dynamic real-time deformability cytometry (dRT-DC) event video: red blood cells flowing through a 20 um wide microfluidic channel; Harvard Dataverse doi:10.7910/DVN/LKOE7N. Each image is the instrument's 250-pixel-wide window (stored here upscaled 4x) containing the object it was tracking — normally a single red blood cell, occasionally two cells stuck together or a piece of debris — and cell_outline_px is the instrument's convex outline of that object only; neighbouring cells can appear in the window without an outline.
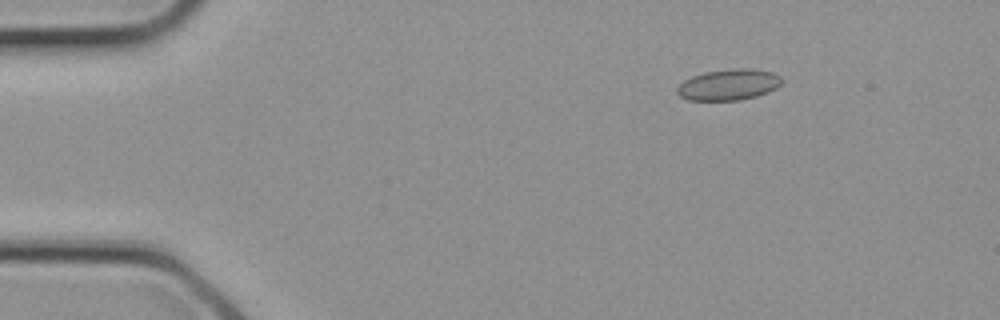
{"species": "common noctule bat (a hibernating species)", "species_latin": "Nyctalus noctula", "temperature_condition": "cold", "stored_images_in_passage": 2, "camera_frame_rate_fps": 3000, "um_per_image_px": 0.085, "animal": {"sex": "female", "body_mass_g": 21.9}, "frame": {"image": 1, "passage_image": 1, "time_ms": 0.0, "image_size_px": [1000, 320], "cell_outline_px": [[780, 84], [776, 88], [768, 92], [756, 96], [740, 100], [688, 100], [680, 96], [676, 92], [676, 88], [684, 80], [692, 76], [704, 72], [736, 68], [752, 68], [772, 72], [780, 76]], "centroid_in_image_um": [61.91, 7.19], "position_along_channel_um": 23.1, "area_um2": 18.9}}